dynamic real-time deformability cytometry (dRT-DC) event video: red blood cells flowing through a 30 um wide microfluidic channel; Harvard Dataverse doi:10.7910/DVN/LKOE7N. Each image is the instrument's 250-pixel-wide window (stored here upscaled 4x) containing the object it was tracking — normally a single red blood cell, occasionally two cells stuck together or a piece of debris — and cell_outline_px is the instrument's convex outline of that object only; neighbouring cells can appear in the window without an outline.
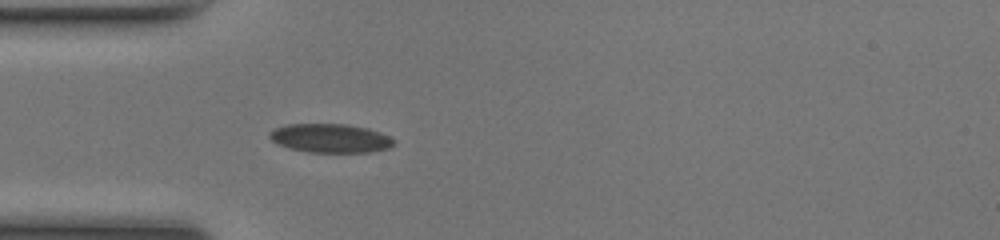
{"species": "common noctule bat (a hibernating species)", "species_latin": "Nyctalus noctula", "temperature_condition": "room temperature", "stored_images_in_passage": 40, "camera_frame_rate_fps": 3000, "um_per_image_px": 0.085, "animal": {"sex": "female", "body_mass_g": 17.0, "forearm_length_mm": 48.0}, "frame": {"image": 1, "passage_image": 5, "time_ms": 1.333, "image_size_px": [1000, 240], "cell_outline_px": [[396, 144], [388, 148], [368, 152], [308, 152], [288, 148], [276, 144], [268, 136], [268, 132], [276, 128], [288, 124], [348, 124], [368, 128], [380, 132], [396, 140]], "centroid_in_image_um": [28.08, 11.75], "position_along_channel_um": 56.9, "area_um2": 21.04}}
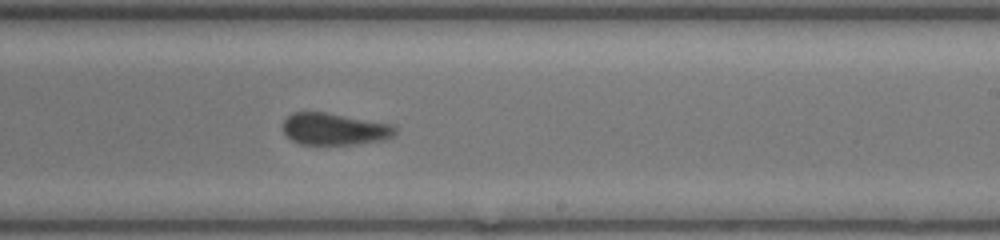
{"frame": {"image": 2, "passage_image": 20, "time_ms": 6.333, "image_size_px": [1000, 240], "cell_outline_px": [[396, 132], [392, 136], [384, 140], [356, 144], [300, 144], [292, 140], [284, 132], [284, 120], [292, 112], [324, 112], [392, 124], [396, 128]], "centroid_in_image_um": [28.44, 10.97], "position_along_channel_um": 260.6, "area_um2": 20.69}}
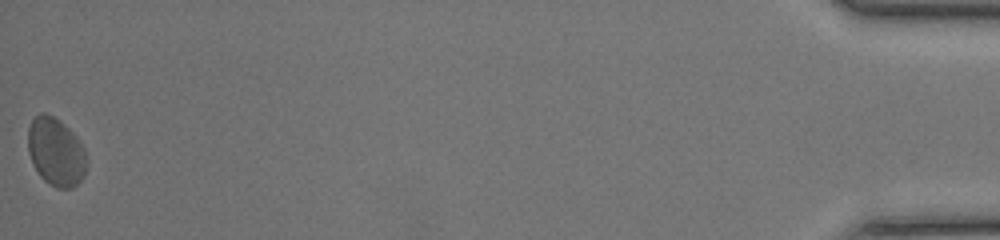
{"frame": {"image": 3, "passage_image": 40, "time_ms": 13.0, "image_size_px": [1000, 240], "cell_outline_px": [[88, 164], [84, 176], [72, 188], [56, 188], [44, 180], [40, 176], [32, 164], [28, 152], [28, 128], [32, 120], [40, 112], [44, 112], [60, 120], [76, 136], [84, 148]], "centroid_in_image_um": [4.75, 12.91], "position_along_channel_um": 430.4, "area_um2": 23.47}, "authors_computed_cell_mechanics": {"area_um2": 21.6172, "velocity_mm_per_s": 4.1476, "shape_relaxation_time_tau1_ms": 1.4824, "shape_relaxation_time_tau2_ms": 1.3984, "deformation_change_tau1": 0.0622, "deformation_change_tau2": 0.0592}}